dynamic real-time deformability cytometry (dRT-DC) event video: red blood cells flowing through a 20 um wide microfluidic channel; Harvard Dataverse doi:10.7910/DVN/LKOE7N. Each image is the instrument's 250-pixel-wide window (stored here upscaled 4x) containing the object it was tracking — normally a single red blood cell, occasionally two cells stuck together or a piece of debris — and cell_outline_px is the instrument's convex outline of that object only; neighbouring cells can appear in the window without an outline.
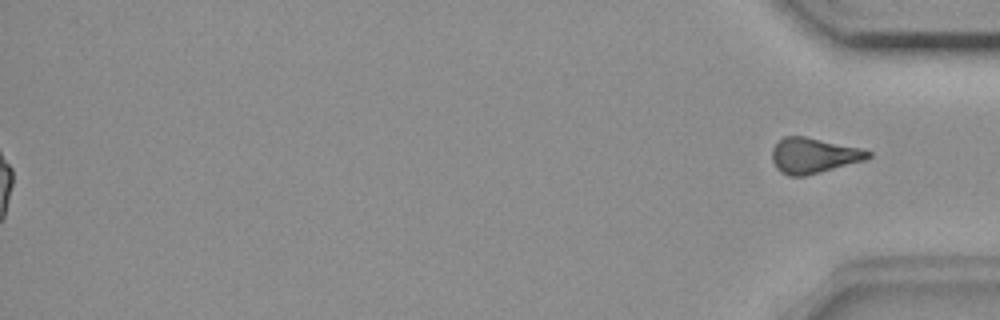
{"species": "common noctule bat (a hibernating species)", "species_latin": "Nyctalus noctula", "temperature_condition": "room temperature", "stored_images_in_passage": 57, "segment_of_instrument_passage": [2, 2], "camera_frame_rate_fps": 3000, "um_per_image_px": 0.085, "animal": {"sex": "female", "body_mass_g": 18.4}, "frame": {"image": 1, "passage_image": 57, "time_ms": 18.667, "image_size_px": [1000, 320], "cell_outline_px": [[872, 156], [868, 160], [804, 176], [788, 176], [780, 172], [776, 168], [772, 160], [772, 148], [784, 136], [804, 136], [860, 148], [872, 152]], "centroid_in_image_um": [69.17, 13.23], "position_along_channel_um": 366.0, "area_um2": 19.88}}